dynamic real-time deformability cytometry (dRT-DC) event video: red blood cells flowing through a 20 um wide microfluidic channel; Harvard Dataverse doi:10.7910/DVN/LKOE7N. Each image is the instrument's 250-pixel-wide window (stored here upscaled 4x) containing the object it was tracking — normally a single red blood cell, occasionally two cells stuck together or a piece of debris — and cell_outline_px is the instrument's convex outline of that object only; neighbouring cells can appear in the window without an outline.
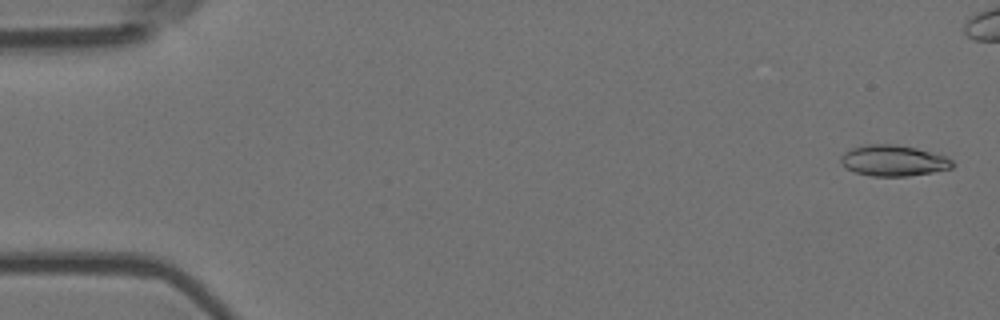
{"species": "Egyptian fruit bat (a non-hibernating species)", "species_latin": "Rousettus aegyptiacus", "temperature_condition": "room temperature", "stored_images_in_passage": 57, "camera_frame_rate_fps": 3000, "um_per_image_px": 0.085, "animal": {"sex": "female"}, "frame": {"image": 1, "passage_image": 2, "time_ms": 0.333, "image_size_px": [1000, 320], "cell_outline_px": [[956, 164], [952, 168], [932, 172], [908, 176], [872, 176], [856, 172], [848, 168], [840, 160], [840, 156], [844, 152], [852, 148], [868, 144], [896, 144], [916, 148], [944, 156], [952, 160]], "centroid_in_image_um": [75.96, 13.65], "position_along_channel_um": 9.0, "area_um2": 19.94}}
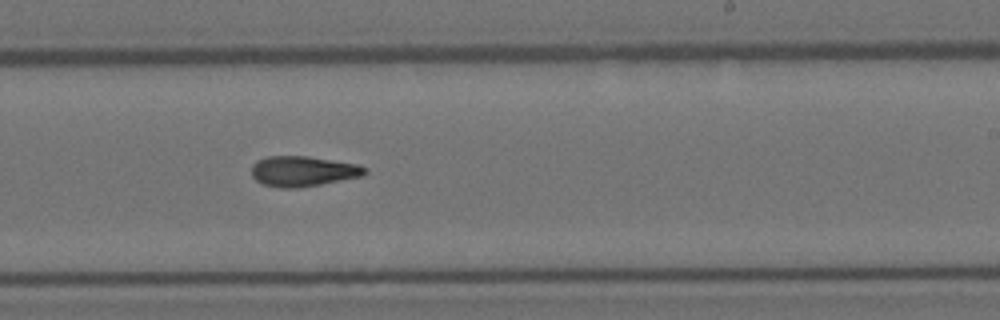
{"frame": {"image": 2, "passage_image": 34, "time_ms": 11.0, "image_size_px": [1000, 320], "cell_outline_px": [[368, 172], [364, 176], [320, 184], [296, 188], [280, 188], [264, 184], [256, 180], [252, 176], [252, 164], [256, 160], [268, 156], [308, 156], [356, 164], [368, 168]], "centroid_in_image_um": [25.76, 14.55], "position_along_channel_um": 263.2, "area_um2": 20.06}}
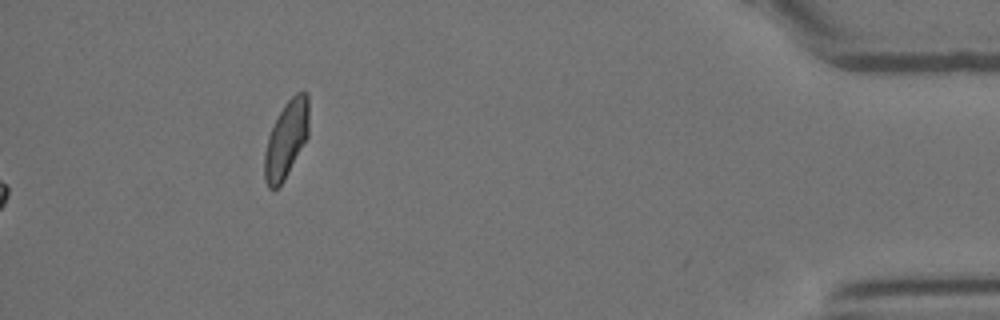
{"frame": {"image": 3, "passage_image": 57, "time_ms": 18.667, "image_size_px": [1000, 320], "cell_outline_px": [[308, 136], [284, 180], [276, 188], [268, 188], [264, 180], [264, 152], [268, 136], [284, 104], [296, 92], [308, 92]], "centroid_in_image_um": [24.32, 11.85], "position_along_channel_um": 410.9, "area_um2": 19.71}, "authors_computed_cell_mechanics": {"area_um2": 19.5364, "velocity_mm_per_s": 3.6842, "shape_relaxation_time_tau1_ms": null, "shape_relaxation_time_tau2_ms": 7.8111, "deformation_change_tau1": null, "deformation_change_tau2": 0.1929}}